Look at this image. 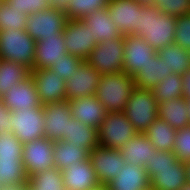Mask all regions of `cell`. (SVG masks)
<instances>
[{"label":"cell","mask_w":190,"mask_h":190,"mask_svg":"<svg viewBox=\"0 0 190 190\" xmlns=\"http://www.w3.org/2000/svg\"><path fill=\"white\" fill-rule=\"evenodd\" d=\"M145 169L153 190H181L187 184L185 164L174 152L156 149Z\"/></svg>","instance_id":"cell-1"},{"label":"cell","mask_w":190,"mask_h":190,"mask_svg":"<svg viewBox=\"0 0 190 190\" xmlns=\"http://www.w3.org/2000/svg\"><path fill=\"white\" fill-rule=\"evenodd\" d=\"M63 141L82 147L89 153L99 146L97 129L73 117L68 121L67 139Z\"/></svg>","instance_id":"cell-26"},{"label":"cell","mask_w":190,"mask_h":190,"mask_svg":"<svg viewBox=\"0 0 190 190\" xmlns=\"http://www.w3.org/2000/svg\"><path fill=\"white\" fill-rule=\"evenodd\" d=\"M2 103L9 111L42 107L34 79L30 75L22 82L14 83L3 96Z\"/></svg>","instance_id":"cell-17"},{"label":"cell","mask_w":190,"mask_h":190,"mask_svg":"<svg viewBox=\"0 0 190 190\" xmlns=\"http://www.w3.org/2000/svg\"><path fill=\"white\" fill-rule=\"evenodd\" d=\"M157 8L167 15L179 17L190 14V0H150Z\"/></svg>","instance_id":"cell-39"},{"label":"cell","mask_w":190,"mask_h":190,"mask_svg":"<svg viewBox=\"0 0 190 190\" xmlns=\"http://www.w3.org/2000/svg\"><path fill=\"white\" fill-rule=\"evenodd\" d=\"M142 0H110L107 10L117 29L124 36L138 35Z\"/></svg>","instance_id":"cell-12"},{"label":"cell","mask_w":190,"mask_h":190,"mask_svg":"<svg viewBox=\"0 0 190 190\" xmlns=\"http://www.w3.org/2000/svg\"><path fill=\"white\" fill-rule=\"evenodd\" d=\"M63 34L47 37L36 42L33 69L50 68L66 53Z\"/></svg>","instance_id":"cell-21"},{"label":"cell","mask_w":190,"mask_h":190,"mask_svg":"<svg viewBox=\"0 0 190 190\" xmlns=\"http://www.w3.org/2000/svg\"><path fill=\"white\" fill-rule=\"evenodd\" d=\"M97 132L99 146L117 150L138 133L124 111L107 113Z\"/></svg>","instance_id":"cell-6"},{"label":"cell","mask_w":190,"mask_h":190,"mask_svg":"<svg viewBox=\"0 0 190 190\" xmlns=\"http://www.w3.org/2000/svg\"><path fill=\"white\" fill-rule=\"evenodd\" d=\"M174 43L190 51V14L176 17Z\"/></svg>","instance_id":"cell-41"},{"label":"cell","mask_w":190,"mask_h":190,"mask_svg":"<svg viewBox=\"0 0 190 190\" xmlns=\"http://www.w3.org/2000/svg\"><path fill=\"white\" fill-rule=\"evenodd\" d=\"M10 132L20 140L22 144L44 137V112L43 106L33 109H20L10 111Z\"/></svg>","instance_id":"cell-8"},{"label":"cell","mask_w":190,"mask_h":190,"mask_svg":"<svg viewBox=\"0 0 190 190\" xmlns=\"http://www.w3.org/2000/svg\"><path fill=\"white\" fill-rule=\"evenodd\" d=\"M69 104L74 119L96 129L108 113L95 95L75 98L69 101Z\"/></svg>","instance_id":"cell-20"},{"label":"cell","mask_w":190,"mask_h":190,"mask_svg":"<svg viewBox=\"0 0 190 190\" xmlns=\"http://www.w3.org/2000/svg\"><path fill=\"white\" fill-rule=\"evenodd\" d=\"M153 95L158 104L162 101H169L183 97L182 75L172 73L152 89Z\"/></svg>","instance_id":"cell-34"},{"label":"cell","mask_w":190,"mask_h":190,"mask_svg":"<svg viewBox=\"0 0 190 190\" xmlns=\"http://www.w3.org/2000/svg\"><path fill=\"white\" fill-rule=\"evenodd\" d=\"M185 168H186V181L187 183H190V160L184 162Z\"/></svg>","instance_id":"cell-47"},{"label":"cell","mask_w":190,"mask_h":190,"mask_svg":"<svg viewBox=\"0 0 190 190\" xmlns=\"http://www.w3.org/2000/svg\"><path fill=\"white\" fill-rule=\"evenodd\" d=\"M31 76L35 81L42 105L66 100V81L49 68L33 69Z\"/></svg>","instance_id":"cell-18"},{"label":"cell","mask_w":190,"mask_h":190,"mask_svg":"<svg viewBox=\"0 0 190 190\" xmlns=\"http://www.w3.org/2000/svg\"><path fill=\"white\" fill-rule=\"evenodd\" d=\"M22 159L0 160V187L10 185H28Z\"/></svg>","instance_id":"cell-32"},{"label":"cell","mask_w":190,"mask_h":190,"mask_svg":"<svg viewBox=\"0 0 190 190\" xmlns=\"http://www.w3.org/2000/svg\"><path fill=\"white\" fill-rule=\"evenodd\" d=\"M81 20L90 27V32L97 40V43L115 39L122 35L117 29V25L110 18L107 7L96 10L90 15L84 16Z\"/></svg>","instance_id":"cell-25"},{"label":"cell","mask_w":190,"mask_h":190,"mask_svg":"<svg viewBox=\"0 0 190 190\" xmlns=\"http://www.w3.org/2000/svg\"><path fill=\"white\" fill-rule=\"evenodd\" d=\"M62 179L65 190H89L99 184L89 158L63 169Z\"/></svg>","instance_id":"cell-19"},{"label":"cell","mask_w":190,"mask_h":190,"mask_svg":"<svg viewBox=\"0 0 190 190\" xmlns=\"http://www.w3.org/2000/svg\"><path fill=\"white\" fill-rule=\"evenodd\" d=\"M11 119L10 111L4 107L0 97V133L10 131L9 120Z\"/></svg>","instance_id":"cell-43"},{"label":"cell","mask_w":190,"mask_h":190,"mask_svg":"<svg viewBox=\"0 0 190 190\" xmlns=\"http://www.w3.org/2000/svg\"><path fill=\"white\" fill-rule=\"evenodd\" d=\"M136 88L135 79L123 72L102 75L96 98L108 113L125 110L130 94Z\"/></svg>","instance_id":"cell-3"},{"label":"cell","mask_w":190,"mask_h":190,"mask_svg":"<svg viewBox=\"0 0 190 190\" xmlns=\"http://www.w3.org/2000/svg\"><path fill=\"white\" fill-rule=\"evenodd\" d=\"M176 132L177 129L157 117L144 134L157 150L173 152Z\"/></svg>","instance_id":"cell-27"},{"label":"cell","mask_w":190,"mask_h":190,"mask_svg":"<svg viewBox=\"0 0 190 190\" xmlns=\"http://www.w3.org/2000/svg\"><path fill=\"white\" fill-rule=\"evenodd\" d=\"M102 75L124 71V35L99 42L87 60Z\"/></svg>","instance_id":"cell-7"},{"label":"cell","mask_w":190,"mask_h":190,"mask_svg":"<svg viewBox=\"0 0 190 190\" xmlns=\"http://www.w3.org/2000/svg\"><path fill=\"white\" fill-rule=\"evenodd\" d=\"M89 160L99 183L108 184L119 175L126 161L120 150L97 146L89 153Z\"/></svg>","instance_id":"cell-16"},{"label":"cell","mask_w":190,"mask_h":190,"mask_svg":"<svg viewBox=\"0 0 190 190\" xmlns=\"http://www.w3.org/2000/svg\"><path fill=\"white\" fill-rule=\"evenodd\" d=\"M36 41L26 30H0V59L14 61L33 70Z\"/></svg>","instance_id":"cell-4"},{"label":"cell","mask_w":190,"mask_h":190,"mask_svg":"<svg viewBox=\"0 0 190 190\" xmlns=\"http://www.w3.org/2000/svg\"><path fill=\"white\" fill-rule=\"evenodd\" d=\"M172 73L183 75L190 68V51L172 43L157 51Z\"/></svg>","instance_id":"cell-30"},{"label":"cell","mask_w":190,"mask_h":190,"mask_svg":"<svg viewBox=\"0 0 190 190\" xmlns=\"http://www.w3.org/2000/svg\"><path fill=\"white\" fill-rule=\"evenodd\" d=\"M158 118L177 130L189 126L188 101L183 97H178L160 102L158 104Z\"/></svg>","instance_id":"cell-24"},{"label":"cell","mask_w":190,"mask_h":190,"mask_svg":"<svg viewBox=\"0 0 190 190\" xmlns=\"http://www.w3.org/2000/svg\"><path fill=\"white\" fill-rule=\"evenodd\" d=\"M155 150L156 148L144 133H137L124 144L120 152L126 162L145 167L150 162Z\"/></svg>","instance_id":"cell-23"},{"label":"cell","mask_w":190,"mask_h":190,"mask_svg":"<svg viewBox=\"0 0 190 190\" xmlns=\"http://www.w3.org/2000/svg\"><path fill=\"white\" fill-rule=\"evenodd\" d=\"M183 98L190 100V68L182 75Z\"/></svg>","instance_id":"cell-44"},{"label":"cell","mask_w":190,"mask_h":190,"mask_svg":"<svg viewBox=\"0 0 190 190\" xmlns=\"http://www.w3.org/2000/svg\"><path fill=\"white\" fill-rule=\"evenodd\" d=\"M9 6L23 11V14L32 15L49 9V0H5Z\"/></svg>","instance_id":"cell-42"},{"label":"cell","mask_w":190,"mask_h":190,"mask_svg":"<svg viewBox=\"0 0 190 190\" xmlns=\"http://www.w3.org/2000/svg\"><path fill=\"white\" fill-rule=\"evenodd\" d=\"M31 75V70L20 63L0 59V97L3 96L14 83L22 82Z\"/></svg>","instance_id":"cell-31"},{"label":"cell","mask_w":190,"mask_h":190,"mask_svg":"<svg viewBox=\"0 0 190 190\" xmlns=\"http://www.w3.org/2000/svg\"><path fill=\"white\" fill-rule=\"evenodd\" d=\"M188 101V111H189V116H190V100H187Z\"/></svg>","instance_id":"cell-50"},{"label":"cell","mask_w":190,"mask_h":190,"mask_svg":"<svg viewBox=\"0 0 190 190\" xmlns=\"http://www.w3.org/2000/svg\"><path fill=\"white\" fill-rule=\"evenodd\" d=\"M69 0H49L50 8L65 11L68 7Z\"/></svg>","instance_id":"cell-45"},{"label":"cell","mask_w":190,"mask_h":190,"mask_svg":"<svg viewBox=\"0 0 190 190\" xmlns=\"http://www.w3.org/2000/svg\"><path fill=\"white\" fill-rule=\"evenodd\" d=\"M44 137L56 142L67 139L68 121L72 118L68 100L43 105Z\"/></svg>","instance_id":"cell-15"},{"label":"cell","mask_w":190,"mask_h":190,"mask_svg":"<svg viewBox=\"0 0 190 190\" xmlns=\"http://www.w3.org/2000/svg\"><path fill=\"white\" fill-rule=\"evenodd\" d=\"M27 184L32 190H65L62 171L56 166L28 177Z\"/></svg>","instance_id":"cell-33"},{"label":"cell","mask_w":190,"mask_h":190,"mask_svg":"<svg viewBox=\"0 0 190 190\" xmlns=\"http://www.w3.org/2000/svg\"><path fill=\"white\" fill-rule=\"evenodd\" d=\"M54 142L45 137L23 144L22 160L28 177L55 166Z\"/></svg>","instance_id":"cell-11"},{"label":"cell","mask_w":190,"mask_h":190,"mask_svg":"<svg viewBox=\"0 0 190 190\" xmlns=\"http://www.w3.org/2000/svg\"><path fill=\"white\" fill-rule=\"evenodd\" d=\"M84 60L78 58L77 56L71 55L68 52L64 53L62 58L57 62H54L49 68L54 73H57V76L63 80H67L72 76V72L76 71L79 65Z\"/></svg>","instance_id":"cell-38"},{"label":"cell","mask_w":190,"mask_h":190,"mask_svg":"<svg viewBox=\"0 0 190 190\" xmlns=\"http://www.w3.org/2000/svg\"><path fill=\"white\" fill-rule=\"evenodd\" d=\"M28 185H10V186H2L0 190H27Z\"/></svg>","instance_id":"cell-46"},{"label":"cell","mask_w":190,"mask_h":190,"mask_svg":"<svg viewBox=\"0 0 190 190\" xmlns=\"http://www.w3.org/2000/svg\"><path fill=\"white\" fill-rule=\"evenodd\" d=\"M89 190H109V188L106 184L99 183L97 186Z\"/></svg>","instance_id":"cell-48"},{"label":"cell","mask_w":190,"mask_h":190,"mask_svg":"<svg viewBox=\"0 0 190 190\" xmlns=\"http://www.w3.org/2000/svg\"><path fill=\"white\" fill-rule=\"evenodd\" d=\"M109 190H144L150 187L145 167L126 162L118 176L107 184Z\"/></svg>","instance_id":"cell-22"},{"label":"cell","mask_w":190,"mask_h":190,"mask_svg":"<svg viewBox=\"0 0 190 190\" xmlns=\"http://www.w3.org/2000/svg\"><path fill=\"white\" fill-rule=\"evenodd\" d=\"M67 21L64 11L49 8L27 16L25 30L37 42L63 34Z\"/></svg>","instance_id":"cell-9"},{"label":"cell","mask_w":190,"mask_h":190,"mask_svg":"<svg viewBox=\"0 0 190 190\" xmlns=\"http://www.w3.org/2000/svg\"><path fill=\"white\" fill-rule=\"evenodd\" d=\"M138 133H144L158 117V102L151 89L136 87L124 110Z\"/></svg>","instance_id":"cell-5"},{"label":"cell","mask_w":190,"mask_h":190,"mask_svg":"<svg viewBox=\"0 0 190 190\" xmlns=\"http://www.w3.org/2000/svg\"><path fill=\"white\" fill-rule=\"evenodd\" d=\"M53 152L55 166L61 171L71 163L74 165L89 158V152L86 149L65 141L54 142Z\"/></svg>","instance_id":"cell-29"},{"label":"cell","mask_w":190,"mask_h":190,"mask_svg":"<svg viewBox=\"0 0 190 190\" xmlns=\"http://www.w3.org/2000/svg\"><path fill=\"white\" fill-rule=\"evenodd\" d=\"M172 74L164 60L157 55L135 77L136 87L153 89L161 80Z\"/></svg>","instance_id":"cell-28"},{"label":"cell","mask_w":190,"mask_h":190,"mask_svg":"<svg viewBox=\"0 0 190 190\" xmlns=\"http://www.w3.org/2000/svg\"><path fill=\"white\" fill-rule=\"evenodd\" d=\"M157 51L144 39L136 35L124 36V72L135 77L150 61Z\"/></svg>","instance_id":"cell-13"},{"label":"cell","mask_w":190,"mask_h":190,"mask_svg":"<svg viewBox=\"0 0 190 190\" xmlns=\"http://www.w3.org/2000/svg\"><path fill=\"white\" fill-rule=\"evenodd\" d=\"M63 37L67 52L82 60H87L98 44L90 32V27L81 19L68 20L63 31Z\"/></svg>","instance_id":"cell-10"},{"label":"cell","mask_w":190,"mask_h":190,"mask_svg":"<svg viewBox=\"0 0 190 190\" xmlns=\"http://www.w3.org/2000/svg\"><path fill=\"white\" fill-rule=\"evenodd\" d=\"M110 0H69L64 11L68 20L82 19L96 10L106 8Z\"/></svg>","instance_id":"cell-35"},{"label":"cell","mask_w":190,"mask_h":190,"mask_svg":"<svg viewBox=\"0 0 190 190\" xmlns=\"http://www.w3.org/2000/svg\"><path fill=\"white\" fill-rule=\"evenodd\" d=\"M173 152L181 162L190 160V125L177 130Z\"/></svg>","instance_id":"cell-40"},{"label":"cell","mask_w":190,"mask_h":190,"mask_svg":"<svg viewBox=\"0 0 190 190\" xmlns=\"http://www.w3.org/2000/svg\"><path fill=\"white\" fill-rule=\"evenodd\" d=\"M27 14L9 6L5 0H0V30L11 28L25 30Z\"/></svg>","instance_id":"cell-36"},{"label":"cell","mask_w":190,"mask_h":190,"mask_svg":"<svg viewBox=\"0 0 190 190\" xmlns=\"http://www.w3.org/2000/svg\"><path fill=\"white\" fill-rule=\"evenodd\" d=\"M23 144L13 132L0 133V160L22 159Z\"/></svg>","instance_id":"cell-37"},{"label":"cell","mask_w":190,"mask_h":190,"mask_svg":"<svg viewBox=\"0 0 190 190\" xmlns=\"http://www.w3.org/2000/svg\"><path fill=\"white\" fill-rule=\"evenodd\" d=\"M181 190H190V183H187Z\"/></svg>","instance_id":"cell-49"},{"label":"cell","mask_w":190,"mask_h":190,"mask_svg":"<svg viewBox=\"0 0 190 190\" xmlns=\"http://www.w3.org/2000/svg\"><path fill=\"white\" fill-rule=\"evenodd\" d=\"M102 74L88 61L84 60L72 76L66 80V100L94 96Z\"/></svg>","instance_id":"cell-14"},{"label":"cell","mask_w":190,"mask_h":190,"mask_svg":"<svg viewBox=\"0 0 190 190\" xmlns=\"http://www.w3.org/2000/svg\"><path fill=\"white\" fill-rule=\"evenodd\" d=\"M138 37L156 51L174 43L176 17L160 11L156 5L145 2L140 9Z\"/></svg>","instance_id":"cell-2"}]
</instances>
